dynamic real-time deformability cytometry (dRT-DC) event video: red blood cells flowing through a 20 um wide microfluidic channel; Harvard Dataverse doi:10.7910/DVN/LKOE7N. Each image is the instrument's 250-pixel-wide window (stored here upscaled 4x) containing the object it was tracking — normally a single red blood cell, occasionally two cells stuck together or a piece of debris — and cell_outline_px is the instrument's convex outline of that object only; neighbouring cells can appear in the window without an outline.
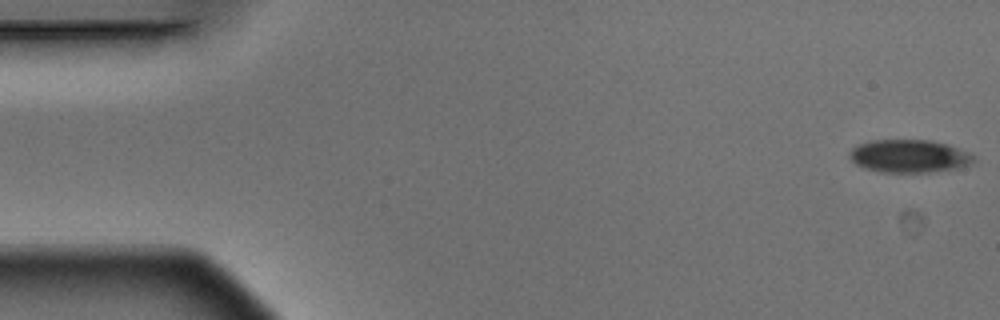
{"species": "Egyptian fruit bat (a non-hibernating species)", "species_latin": "Rousettus aegyptiacus", "temperature_condition": "warm", "stored_images_in_passage": 5, "camera_frame_rate_fps": 3000, "um_per_image_px": 0.085, "animal": {"sex": "male"}, "frame": {"image": 1, "passage_image": 1, "time_ms": 0.0, "image_size_px": [1000, 320], "cell_outline_px": [[976, 160], [972, 164], [956, 168], [932, 172], [880, 172], [864, 168], [856, 164], [848, 156], [848, 152], [856, 144], [868, 140], [932, 140], [948, 144], [972, 152], [976, 156]], "centroid_in_image_um": [77.3, 13.26], "position_along_channel_um": 7.7, "area_um2": 24.33}}
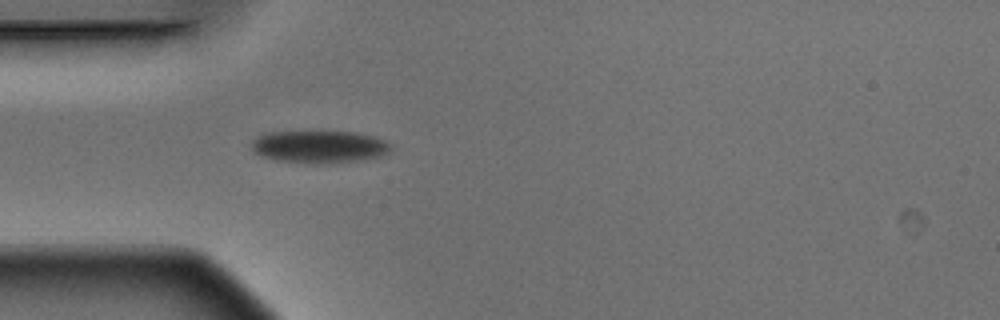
{"frame": {"image": 2, "passage_image": 5, "time_ms": 1.333, "image_size_px": [1000, 320], "cell_outline_px": [[392, 148], [388, 152], [380, 156], [356, 160], [328, 164], [308, 164], [276, 160], [252, 152], [252, 140], [268, 132], [356, 132], [372, 136], [384, 140], [392, 144]], "centroid_in_image_um": [27.14, 12.48], "position_along_channel_um": 57.9, "area_um2": 26.3}}